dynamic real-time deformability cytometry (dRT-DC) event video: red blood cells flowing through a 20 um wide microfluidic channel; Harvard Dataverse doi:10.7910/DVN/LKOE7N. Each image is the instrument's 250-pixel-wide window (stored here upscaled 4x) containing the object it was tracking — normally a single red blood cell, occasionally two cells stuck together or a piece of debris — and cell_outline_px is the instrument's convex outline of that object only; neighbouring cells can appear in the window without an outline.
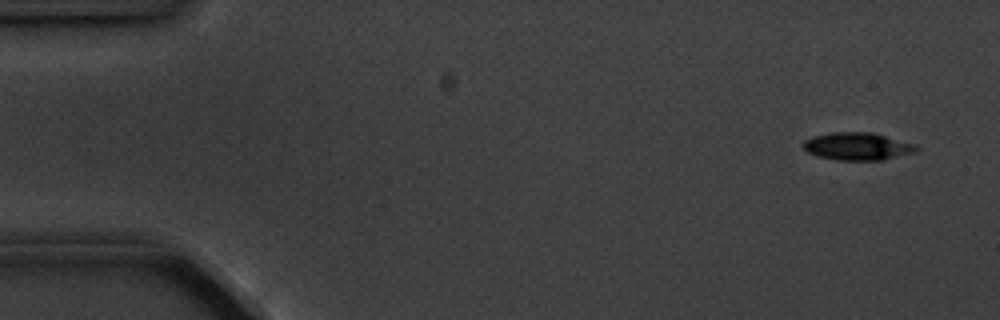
{"species": "common noctule bat (a hibernating species)", "species_latin": "Nyctalus noctula", "temperature_condition": "cold", "stored_images_in_passage": 4, "camera_frame_rate_fps": 3000, "um_per_image_px": 0.085, "animal": {"sex": "male", "body_mass_g": 20.1, "forearm_length_mm": 53.5}, "frame": {"image": 1, "passage_image": 1, "time_ms": 0.0, "image_size_px": [1000, 320], "cell_outline_px": [[920, 148], [916, 152], [884, 160], [836, 160], [816, 156], [808, 152], [800, 144], [804, 140], [812, 136], [832, 132], [872, 132], [916, 144]], "centroid_in_image_um": [72.88, 12.44], "position_along_channel_um": 12.1, "area_um2": 18.5}}
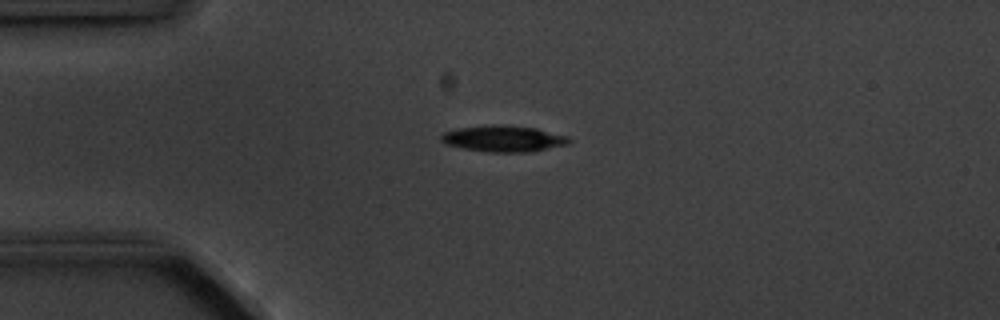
{"frame": {"image": 2, "passage_image": 4, "time_ms": 3.333, "image_size_px": [1000, 320], "cell_outline_px": [[572, 140], [568, 144], [528, 152], [488, 152], [464, 148], [444, 144], [440, 140], [440, 136], [444, 132], [456, 128], [492, 124], [536, 128], [568, 136]], "centroid_in_image_um": [42.76, 11.78], "position_along_channel_um": 42.2, "area_um2": 19.54}}